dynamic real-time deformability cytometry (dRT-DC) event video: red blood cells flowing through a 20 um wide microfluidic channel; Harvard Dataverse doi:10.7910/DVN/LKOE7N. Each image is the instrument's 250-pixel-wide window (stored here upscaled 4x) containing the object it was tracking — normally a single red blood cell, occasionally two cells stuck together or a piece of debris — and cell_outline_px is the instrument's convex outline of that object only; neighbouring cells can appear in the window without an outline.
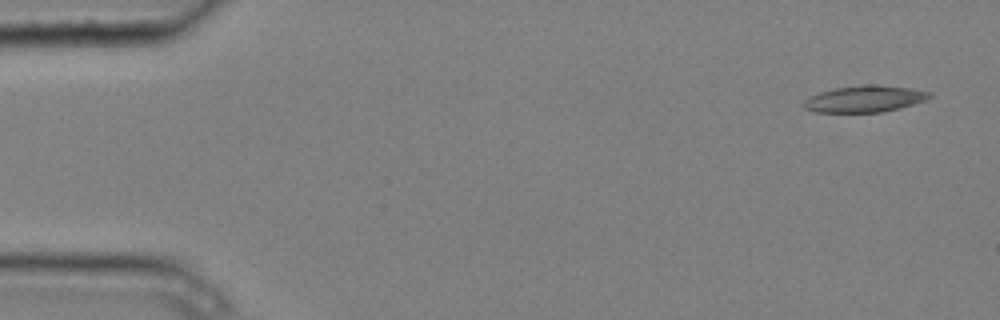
{"species": "common noctule bat (a hibernating species)", "species_latin": "Nyctalus noctula", "temperature_condition": "cold", "stored_images_in_passage": 4, "camera_frame_rate_fps": 3000, "um_per_image_px": 0.085, "animal": {"sex": "male", "body_mass_g": 20.4}, "frame": {"image": 1, "passage_image": 1, "time_ms": 0.0, "image_size_px": [1000, 320], "cell_outline_px": [[932, 96], [924, 100], [900, 108], [880, 112], [816, 112], [804, 108], [804, 100], [820, 92], [836, 88], [868, 84], [872, 84], [912, 88], [932, 92]], "centroid_in_image_um": [73.52, 8.4], "position_along_channel_um": 11.5, "area_um2": 19.25}}
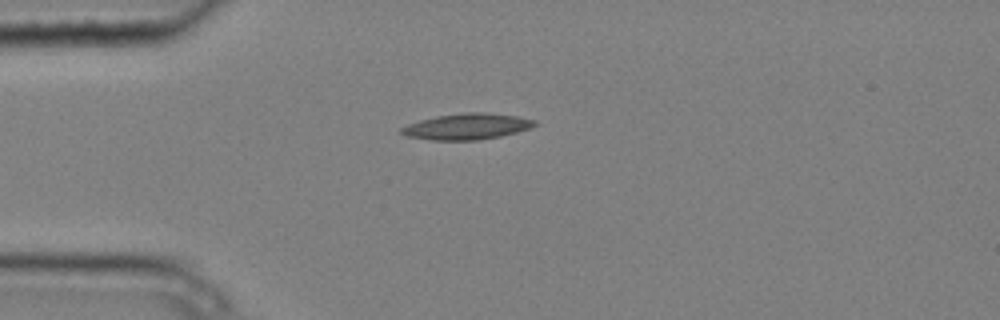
{"frame": {"image": 2, "passage_image": 4, "time_ms": 1.0, "image_size_px": [1000, 320], "cell_outline_px": [[540, 124], [532, 128], [500, 136], [476, 140], [432, 140], [404, 136], [400, 132], [400, 128], [408, 124], [420, 120], [436, 116], [464, 112], [484, 112], [516, 116], [536, 120]], "centroid_in_image_um": [39.7, 10.75], "position_along_channel_um": 45.3, "area_um2": 20.35}}